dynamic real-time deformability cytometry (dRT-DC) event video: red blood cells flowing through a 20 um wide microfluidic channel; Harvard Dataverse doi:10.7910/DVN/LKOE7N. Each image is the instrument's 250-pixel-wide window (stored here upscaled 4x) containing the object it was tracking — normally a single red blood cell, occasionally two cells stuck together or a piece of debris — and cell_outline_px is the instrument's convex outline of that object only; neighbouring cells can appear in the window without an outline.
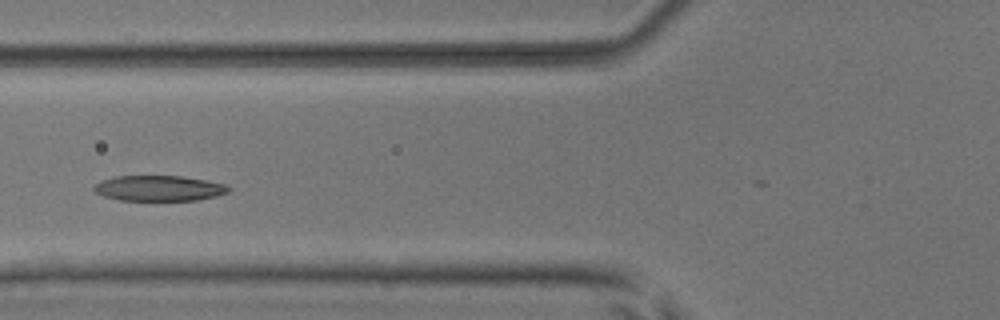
{"species": "common noctule bat (a hibernating species)", "species_latin": "Nyctalus noctula", "temperature_condition": "room temperature", "stored_images_in_passage": 18, "camera_frame_rate_fps": 3000, "um_per_image_px": 0.085, "animal": {"sex": "male", "body_mass_g": 17.9, "forearm_length_mm": 54.2}, "frame": {"image": 1, "passage_image": 15, "time_ms": 4.667, "image_size_px": [1000, 320], "cell_outline_px": [[228, 192], [216, 196], [196, 200], [120, 200], [104, 196], [96, 192], [92, 188], [100, 180], [116, 176], [180, 176], [204, 180], [224, 184], [228, 188]], "centroid_in_image_um": [13.46, 16.0], "position_along_channel_um": 112.3, "area_um2": 19.71}}